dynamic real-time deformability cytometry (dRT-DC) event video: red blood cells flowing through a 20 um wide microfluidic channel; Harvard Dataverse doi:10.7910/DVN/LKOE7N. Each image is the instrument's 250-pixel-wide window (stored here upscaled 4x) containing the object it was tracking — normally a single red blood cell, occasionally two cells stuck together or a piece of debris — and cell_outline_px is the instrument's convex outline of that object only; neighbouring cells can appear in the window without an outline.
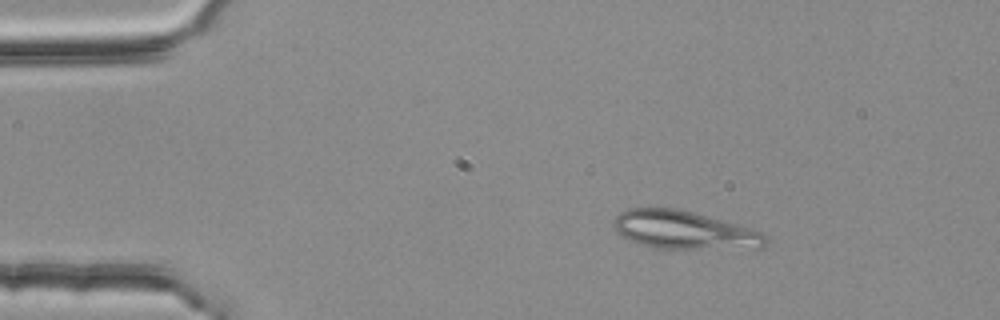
{"species": "common noctule bat (a hibernating species)", "species_latin": "Nyctalus noctula", "temperature_condition": "room temperature", "stored_images_in_passage": 3, "camera_frame_rate_fps": 3000, "um_per_image_px": 0.085, "animal": {"sex": "female", "body_mass_g": 25.1}, "frame": {"image": 1, "passage_image": 1, "time_ms": 0.0, "image_size_px": [1000, 320], "cell_outline_px": [[768, 240], [764, 248], [656, 248], [636, 244], [620, 236], [616, 232], [612, 224], [616, 216], [620, 212], [628, 208], [680, 208], [724, 220], [760, 232]], "centroid_in_image_um": [58.08, 19.55], "position_along_channel_um": 26.9, "area_um2": 33.93}}